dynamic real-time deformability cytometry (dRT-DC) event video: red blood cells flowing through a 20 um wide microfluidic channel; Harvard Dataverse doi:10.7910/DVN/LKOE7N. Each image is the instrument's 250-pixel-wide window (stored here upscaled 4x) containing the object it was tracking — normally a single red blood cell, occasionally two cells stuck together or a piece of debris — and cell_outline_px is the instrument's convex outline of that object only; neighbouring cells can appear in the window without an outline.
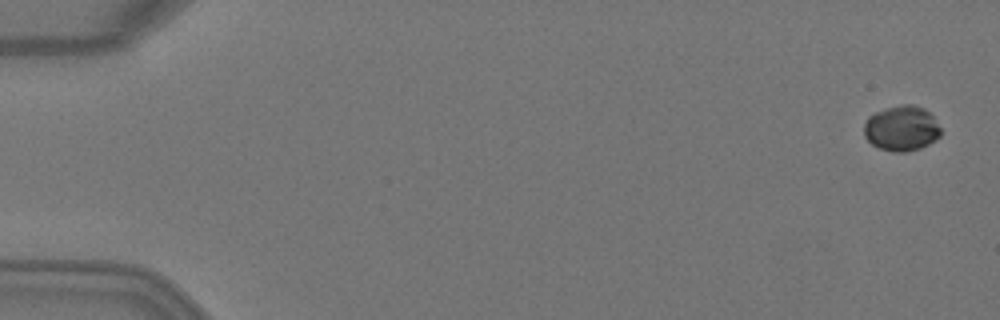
{"species": "Egyptian fruit bat (a non-hibernating species)", "species_latin": "Rousettus aegyptiacus", "temperature_condition": "warm", "stored_images_in_passage": 5, "camera_frame_rate_fps": 3000, "um_per_image_px": 0.085, "animal": {"sex": "female"}, "frame": {"image": 1, "passage_image": 1, "time_ms": 0.0, "image_size_px": [1000, 320], "cell_outline_px": [[940, 136], [936, 140], [920, 148], [908, 152], [892, 152], [880, 148], [872, 144], [864, 136], [864, 124], [868, 116], [876, 112], [900, 104], [912, 104], [924, 108], [932, 116], [940, 128]], "centroid_in_image_um": [76.62, 10.92], "position_along_channel_um": 8.4, "area_um2": 20.23}}